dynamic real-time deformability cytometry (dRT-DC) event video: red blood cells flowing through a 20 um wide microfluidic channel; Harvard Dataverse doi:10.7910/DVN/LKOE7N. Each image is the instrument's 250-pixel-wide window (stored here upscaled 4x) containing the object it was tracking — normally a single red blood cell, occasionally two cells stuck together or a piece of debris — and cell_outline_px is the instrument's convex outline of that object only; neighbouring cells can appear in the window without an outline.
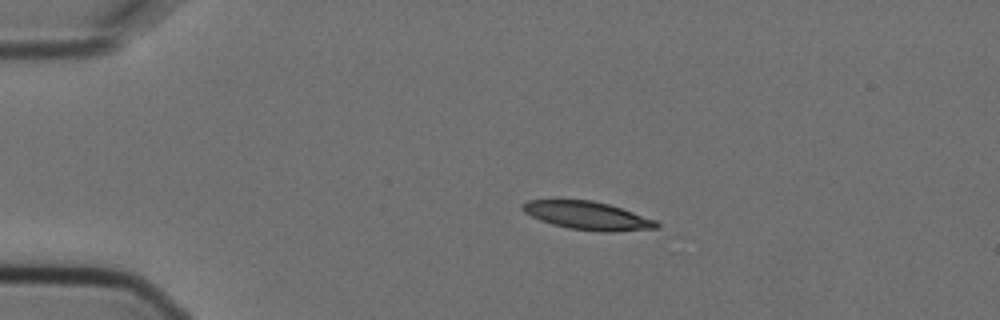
{"species": "Egyptian fruit bat (a non-hibernating species)", "species_latin": "Rousettus aegyptiacus", "temperature_condition": "cold", "stored_images_in_passage": 5, "camera_frame_rate_fps": 3000, "um_per_image_px": 0.085, "animal": {"sex": "female"}, "frame": {"image": 1, "passage_image": 1, "time_ms": 0.0, "image_size_px": [1000, 320], "cell_outline_px": [[660, 228], [616, 232], [600, 232], [568, 228], [552, 224], [540, 220], [524, 212], [520, 208], [520, 204], [528, 200], [592, 200], [608, 204], [656, 220], [660, 224]], "centroid_in_image_um": [49.94, 18.34], "position_along_channel_um": 35.1, "area_um2": 22.08}}
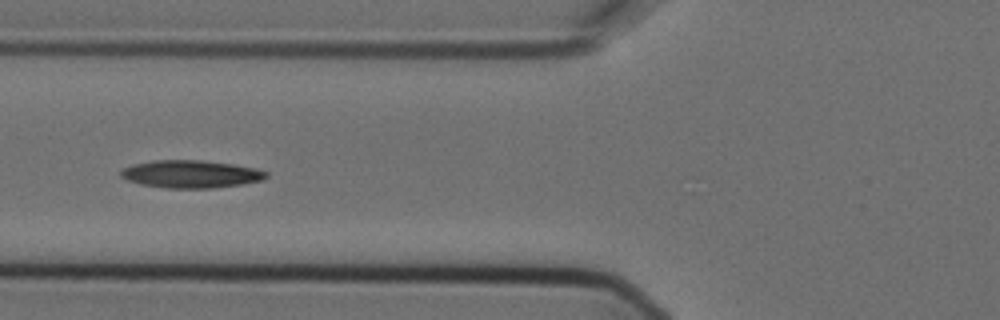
{"frame": {"image": 2, "passage_image": 3, "time_ms": 0.667, "image_size_px": [1000, 320], "cell_outline_px": [[268, 176], [260, 180], [240, 184], [212, 188], [164, 188], [140, 184], [128, 180], [120, 176], [120, 172], [124, 168], [132, 164], [156, 160], [200, 160], [232, 164], [256, 168], [268, 172]], "centroid_in_image_um": [16.2, 14.79], "position_along_channel_um": 109.6, "area_um2": 23.29}}
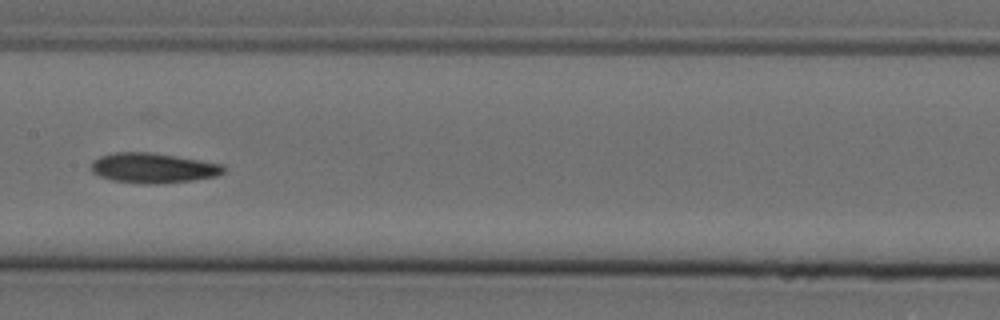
{"frame": {"image": 3, "passage_image": 5, "time_ms": 1.333, "image_size_px": [1000, 320], "cell_outline_px": [[224, 172], [216, 176], [192, 180], [156, 184], [144, 184], [112, 180], [100, 176], [92, 172], [88, 168], [92, 160], [100, 156], [116, 152], [152, 152], [224, 164]], "centroid_in_image_um": [12.97, 14.27], "position_along_channel_um": 194.4, "area_um2": 23.29}}